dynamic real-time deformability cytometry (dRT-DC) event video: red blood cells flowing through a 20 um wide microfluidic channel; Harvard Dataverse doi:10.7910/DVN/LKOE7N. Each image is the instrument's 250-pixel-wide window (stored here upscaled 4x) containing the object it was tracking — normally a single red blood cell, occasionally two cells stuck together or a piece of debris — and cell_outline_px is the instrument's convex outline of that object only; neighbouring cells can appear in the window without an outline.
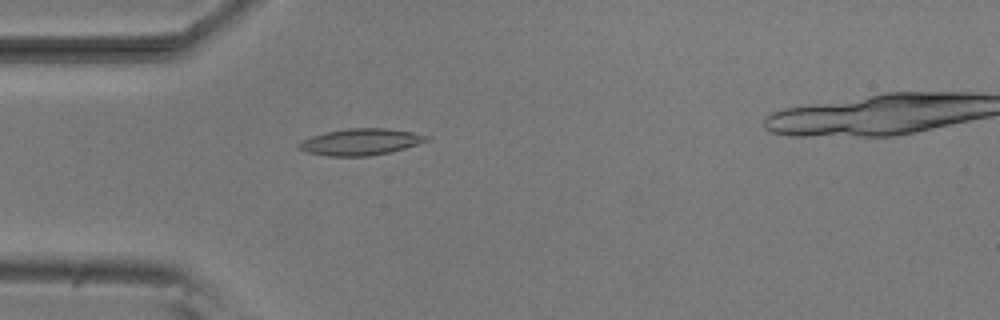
{"species": "common noctule bat (a hibernating species)", "species_latin": "Nyctalus noctula", "temperature_condition": "room temperature", "stored_images_in_passage": 42, "camera_frame_rate_fps": 3000, "um_per_image_px": 0.085, "animal": {"sex": "male", "body_mass_g": 20.5, "forearm_length_mm": 52.5}, "frame": {"image": 1, "passage_image": 7, "time_ms": 2.0, "image_size_px": [1000, 320], "cell_outline_px": [[432, 136], [428, 140], [404, 148], [388, 152], [368, 156], [328, 156], [308, 152], [300, 148], [296, 144], [312, 136], [328, 132], [348, 128], [388, 128], [412, 132]], "centroid_in_image_um": [30.68, 12.05], "position_along_channel_um": 54.3, "area_um2": 19.42}}
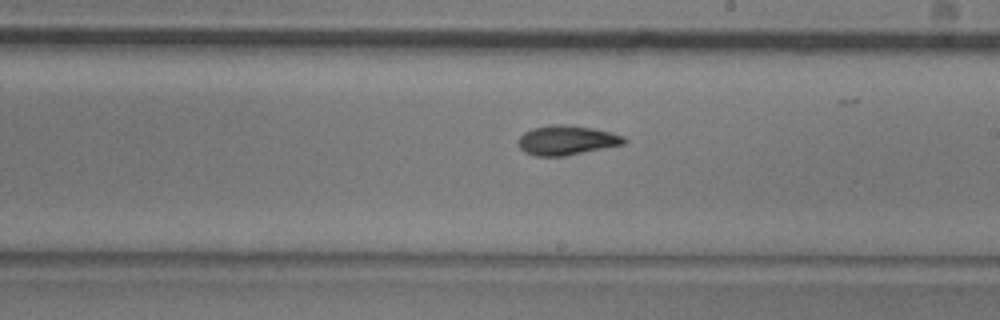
{"frame": {"image": 2, "passage_image": 22, "time_ms": 7.0, "image_size_px": [1000, 320], "cell_outline_px": [[628, 140], [624, 144], [564, 156], [536, 156], [524, 152], [520, 148], [520, 136], [524, 132], [532, 128], [552, 124], [564, 124], [592, 128], [612, 132], [624, 136]], "centroid_in_image_um": [48.19, 11.91], "position_along_channel_um": 240.8, "area_um2": 18.15}}
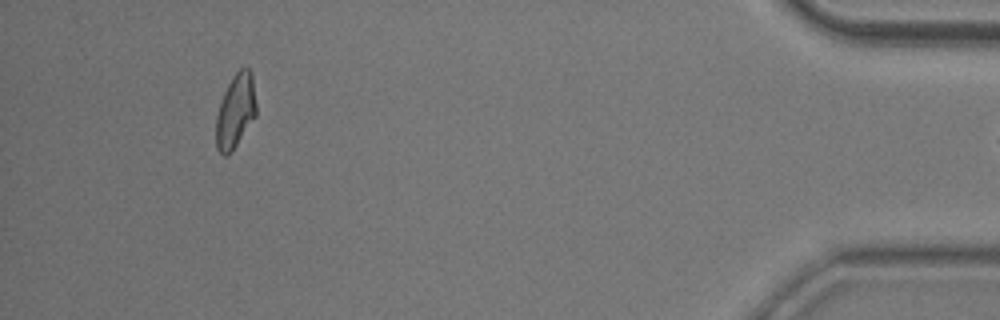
{"frame": {"image": 3, "passage_image": 41, "time_ms": 13.333, "image_size_px": [1000, 320], "cell_outline_px": [[256, 116], [232, 152], [228, 156], [224, 156], [216, 148], [216, 116], [224, 92], [232, 76], [240, 68], [248, 68], [252, 72], [256, 104]], "centroid_in_image_um": [20.02, 9.46], "position_along_channel_um": 415.2, "area_um2": 17.46}}